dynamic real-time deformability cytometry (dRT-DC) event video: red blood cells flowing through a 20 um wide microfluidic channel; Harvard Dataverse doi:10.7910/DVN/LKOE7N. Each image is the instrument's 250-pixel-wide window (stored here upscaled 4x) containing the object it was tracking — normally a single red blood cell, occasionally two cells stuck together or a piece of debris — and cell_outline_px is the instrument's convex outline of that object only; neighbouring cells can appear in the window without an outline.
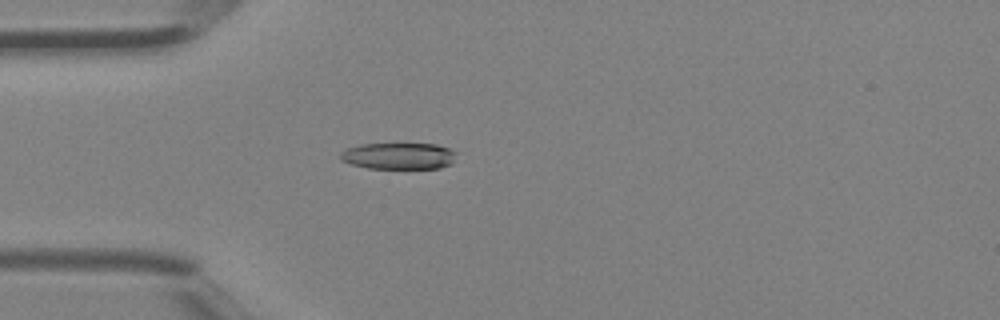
{"species": "Egyptian fruit bat (a non-hibernating species)", "species_latin": "Rousettus aegyptiacus", "temperature_condition": "room temperature", "stored_images_in_passage": 2, "camera_frame_rate_fps": 3000, "um_per_image_px": 0.085, "animal": {"sex": "female"}, "frame": {"image": 1, "passage_image": 2, "time_ms": 0.333, "image_size_px": [1000, 320], "cell_outline_px": [[456, 152], [452, 164], [440, 168], [368, 168], [352, 164], [340, 160], [340, 152], [348, 148], [360, 144], [436, 144], [448, 148]], "centroid_in_image_um": [33.89, 13.26], "position_along_channel_um": 51.1, "area_um2": 17.86}}